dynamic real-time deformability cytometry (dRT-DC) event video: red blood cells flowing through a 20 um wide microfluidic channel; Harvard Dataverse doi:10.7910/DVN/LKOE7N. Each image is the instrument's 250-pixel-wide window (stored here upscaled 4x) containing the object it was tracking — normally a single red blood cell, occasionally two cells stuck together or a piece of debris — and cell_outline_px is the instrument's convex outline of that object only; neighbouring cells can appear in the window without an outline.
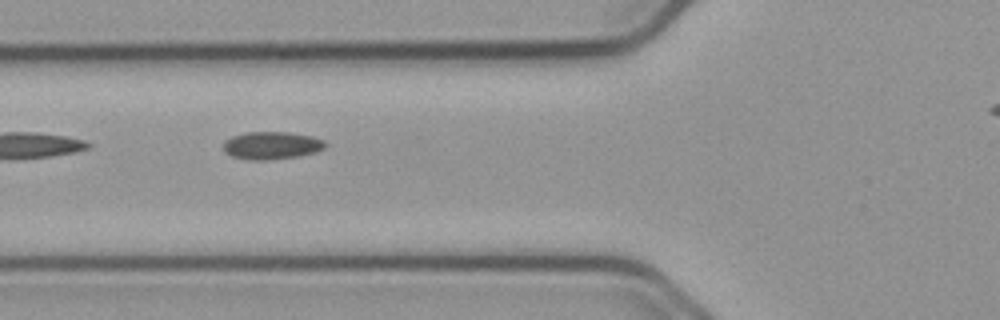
{"species": "common noctule bat (a hibernating species)", "species_latin": "Nyctalus noctula", "temperature_condition": "cold", "stored_images_in_passage": 13, "camera_frame_rate_fps": 3000, "um_per_image_px": 0.085, "animal": {"sex": "male", "body_mass_g": 23.1, "forearm_length_mm": 52.7}, "frame": {"image": 1, "passage_image": 3, "time_ms": 0.667, "image_size_px": [1000, 320], "cell_outline_px": [[328, 144], [324, 148], [316, 152], [296, 156], [268, 160], [248, 160], [232, 156], [224, 152], [224, 140], [232, 136], [248, 132], [288, 132], [312, 136], [324, 140]], "centroid_in_image_um": [23.09, 12.36], "position_along_channel_um": 102.7, "area_um2": 16.47}}
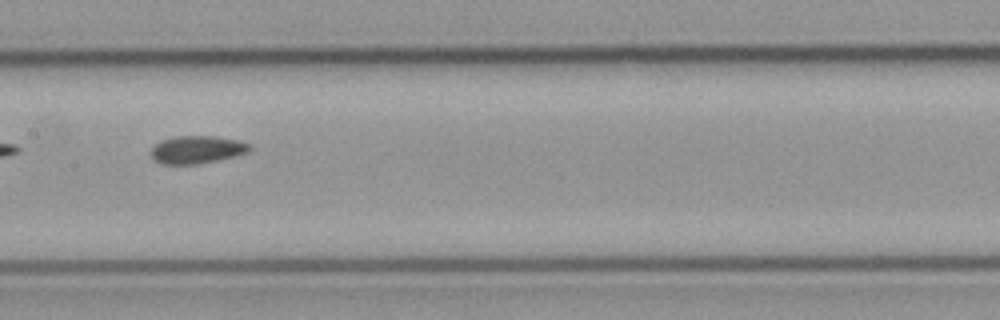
{"frame": {"image": 2, "passage_image": 10, "time_ms": 3.0, "image_size_px": [1000, 320], "cell_outline_px": [[252, 148], [248, 152], [236, 156], [196, 164], [164, 164], [156, 160], [152, 156], [152, 148], [160, 140], [176, 136], [212, 136], [236, 140], [252, 144]], "centroid_in_image_um": [16.77, 12.71], "position_along_channel_um": 190.6, "area_um2": 15.78}}